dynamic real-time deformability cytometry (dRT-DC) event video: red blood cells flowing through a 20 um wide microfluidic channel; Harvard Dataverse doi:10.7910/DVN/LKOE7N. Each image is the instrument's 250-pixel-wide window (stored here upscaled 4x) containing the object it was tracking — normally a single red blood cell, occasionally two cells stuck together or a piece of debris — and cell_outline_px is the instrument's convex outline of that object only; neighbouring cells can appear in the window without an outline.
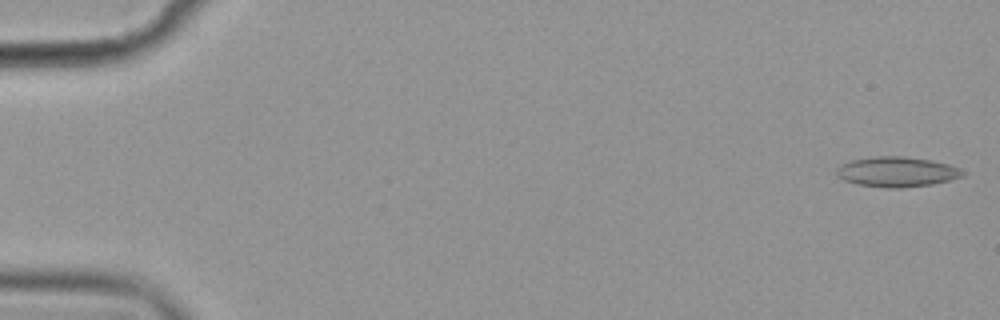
{"species": "common noctule bat (a hibernating species)", "species_latin": "Nyctalus noctula", "temperature_condition": "cold", "stored_images_in_passage": 57, "camera_frame_rate_fps": 3000, "um_per_image_px": 0.085, "animal": {"sex": "female", "body_mass_g": 19.9}, "frame": {"image": 1, "passage_image": 1, "time_ms": 0.0, "image_size_px": [1000, 320], "cell_outline_px": [[964, 176], [932, 184], [900, 188], [888, 188], [860, 184], [844, 180], [836, 176], [836, 168], [840, 164], [852, 160], [876, 156], [900, 156], [928, 160], [948, 164], [960, 168], [964, 172]], "centroid_in_image_um": [76.21, 14.6], "position_along_channel_um": 8.8, "area_um2": 21.91}}
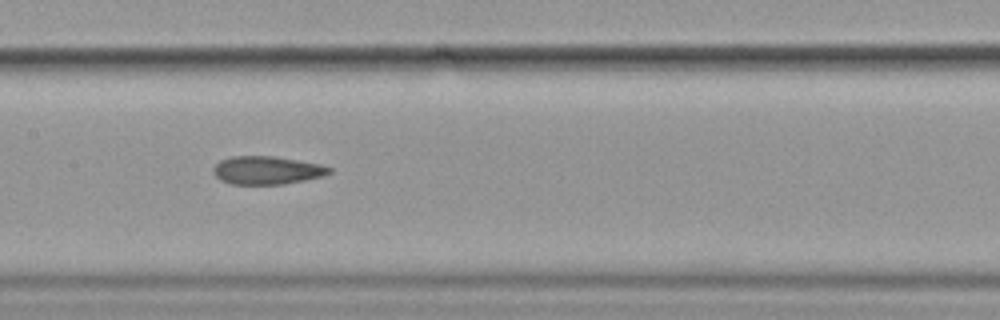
{"frame": {"image": 2, "passage_image": 28, "time_ms": 9.0, "image_size_px": [1000, 320], "cell_outline_px": [[332, 172], [324, 176], [284, 184], [232, 184], [220, 180], [212, 172], [212, 168], [220, 160], [232, 156], [276, 156], [320, 164], [332, 168]], "centroid_in_image_um": [22.69, 14.47], "position_along_channel_um": 184.7, "area_um2": 19.13}}
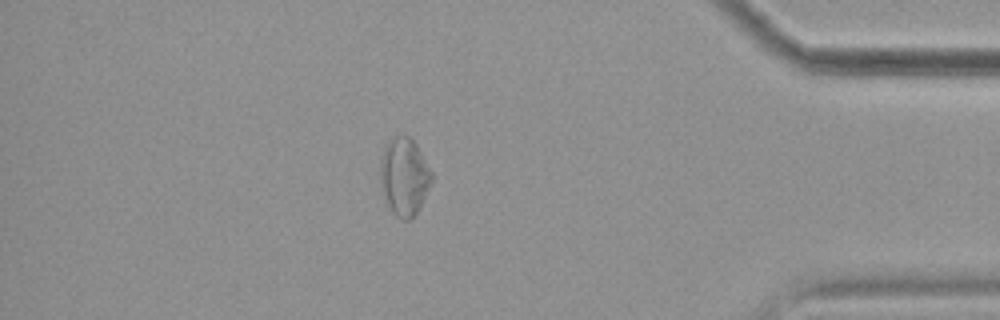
{"frame": {"image": 3, "passage_image": 49, "time_ms": 16.0, "image_size_px": [1000, 320], "cell_outline_px": [[432, 180], [416, 212], [408, 220], [400, 220], [392, 212], [384, 196], [380, 184], [380, 160], [384, 144], [388, 140], [396, 136], [408, 136], [416, 144], [432, 172]], "centroid_in_image_um": [34.32, 14.98], "position_along_channel_um": 400.9, "area_um2": 23.0}}